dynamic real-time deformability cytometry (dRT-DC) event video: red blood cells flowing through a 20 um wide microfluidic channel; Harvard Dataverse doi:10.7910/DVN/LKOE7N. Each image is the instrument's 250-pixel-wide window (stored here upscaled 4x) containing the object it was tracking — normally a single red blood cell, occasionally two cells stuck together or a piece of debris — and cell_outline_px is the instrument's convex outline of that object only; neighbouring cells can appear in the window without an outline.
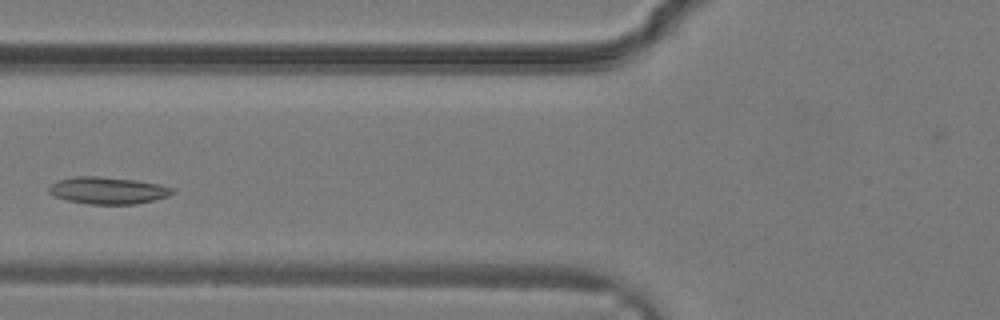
{"species": "common noctule bat (a hibernating species)", "species_latin": "Nyctalus noctula", "temperature_condition": "warm", "stored_images_in_passage": 27, "camera_frame_rate_fps": 3000, "um_per_image_px": 0.085, "animal": {"sex": "male", "body_mass_g": 19.2, "forearm_length_mm": 51.8}, "frame": {"image": 1, "passage_image": 7, "time_ms": 2.0, "image_size_px": [1000, 320], "cell_outline_px": [[172, 192], [168, 196], [136, 204], [88, 204], [68, 200], [52, 196], [48, 192], [48, 188], [52, 184], [60, 180], [72, 176], [100, 176], [136, 180], [160, 184], [172, 188]], "centroid_in_image_um": [9.13, 16.18], "position_along_channel_um": 116.7, "area_um2": 19.36}}
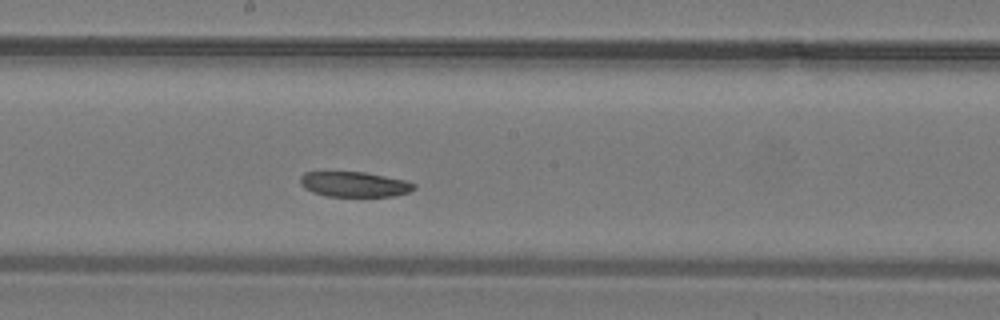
{"frame": {"image": 2, "passage_image": 12, "time_ms": 3.667, "image_size_px": [1000, 320], "cell_outline_px": [[416, 188], [408, 192], [392, 196], [328, 196], [312, 192], [304, 188], [300, 184], [300, 176], [304, 172], [364, 172], [404, 180], [416, 184]], "centroid_in_image_um": [30.09, 15.66], "position_along_channel_um": 218.1, "area_um2": 16.59}}
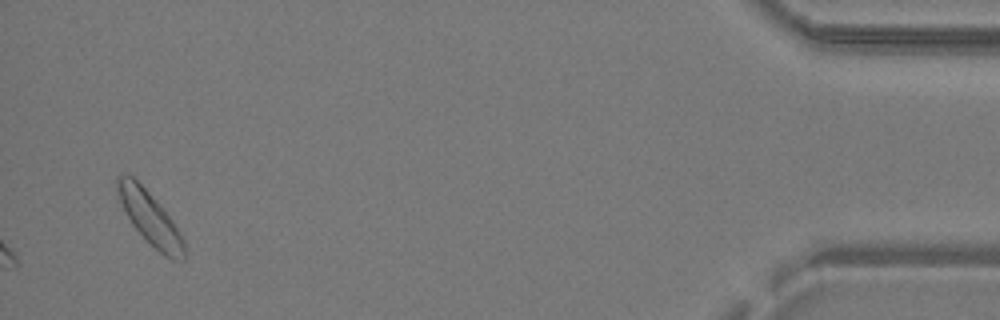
{"frame": {"image": 3, "passage_image": 26, "time_ms": 8.333, "image_size_px": [1000, 320], "cell_outline_px": [[184, 260], [172, 260], [164, 256], [132, 224], [120, 200], [116, 188], [116, 176], [132, 176], [160, 204], [172, 220], [180, 232], [184, 240]], "centroid_in_image_um": [12.77, 18.54], "position_along_channel_um": 422.4, "area_um2": 19.88}}